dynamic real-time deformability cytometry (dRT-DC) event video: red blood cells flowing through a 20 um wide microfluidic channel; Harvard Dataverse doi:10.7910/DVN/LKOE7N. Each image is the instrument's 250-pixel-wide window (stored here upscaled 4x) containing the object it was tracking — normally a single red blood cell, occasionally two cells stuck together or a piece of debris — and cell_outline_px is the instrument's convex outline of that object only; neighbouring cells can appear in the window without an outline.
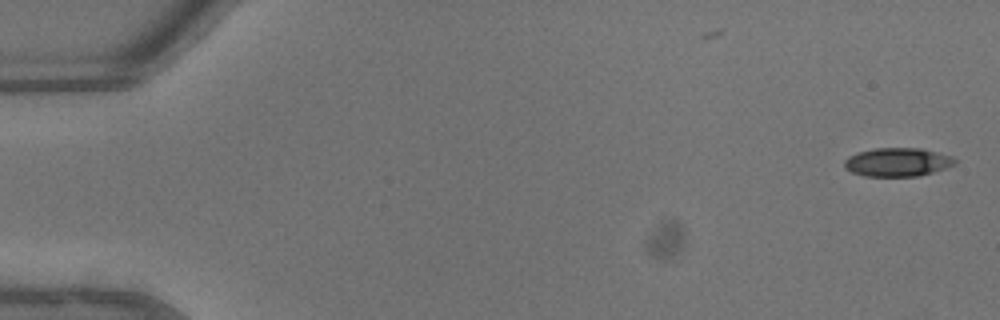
{"species": "common noctule bat (a hibernating species)", "species_latin": "Nyctalus noctula", "temperature_condition": "warm", "stored_images_in_passage": 45, "camera_frame_rate_fps": 3000, "um_per_image_px": 0.085, "animal": {"sex": "male", "body_mass_g": 13.3}, "frame": {"image": 1, "passage_image": 1, "time_ms": 0.0, "image_size_px": [1000, 320], "cell_outline_px": [[956, 164], [920, 176], [864, 176], [852, 172], [844, 168], [844, 160], [848, 156], [860, 152], [876, 148], [920, 148], [952, 156], [956, 160]], "centroid_in_image_um": [76.27, 13.78], "position_along_channel_um": 8.7, "area_um2": 18.32}}
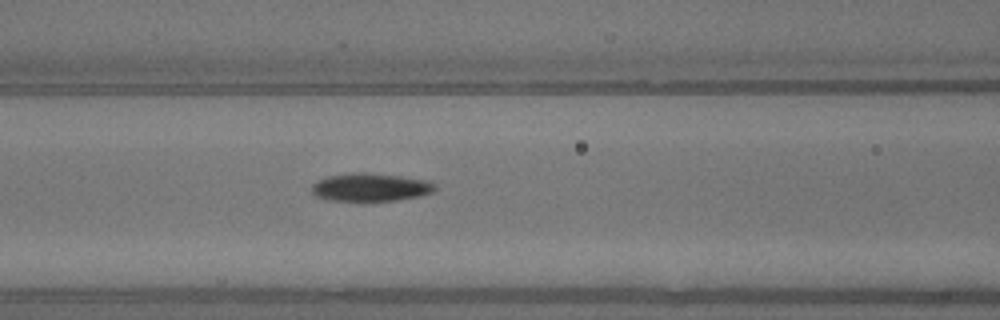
{"frame": {"image": 2, "passage_image": 19, "time_ms": 6.0, "image_size_px": [1000, 320], "cell_outline_px": [[436, 188], [432, 192], [420, 196], [396, 200], [364, 204], [328, 200], [316, 196], [312, 192], [312, 184], [316, 180], [328, 176], [348, 172], [368, 172], [400, 176], [424, 180], [436, 184]], "centroid_in_image_um": [31.43, 15.95], "position_along_channel_um": 135.2, "area_um2": 21.1}}
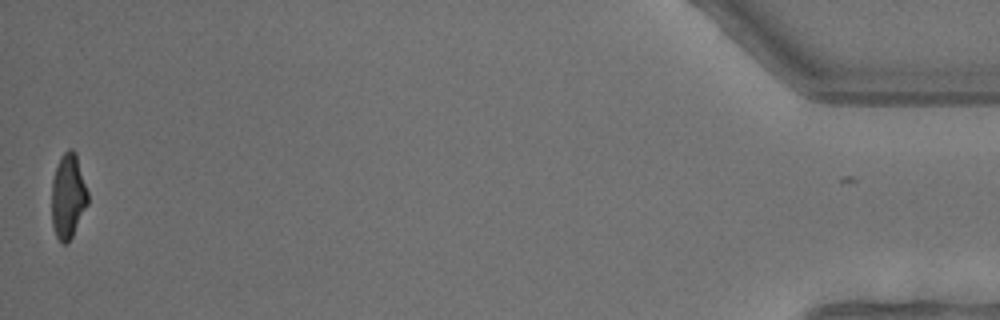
{"frame": {"image": 3, "passage_image": 44, "time_ms": 14.333, "image_size_px": [1000, 320], "cell_outline_px": [[88, 204], [68, 244], [64, 244], [56, 236], [52, 224], [52, 180], [60, 156], [68, 148], [72, 148], [76, 152], [88, 192]], "centroid_in_image_um": [5.79, 16.65], "position_along_channel_um": 429.4, "area_um2": 17.92}, "authors_computed_cell_mechanics": {"area_um2": 19.4208, "velocity_mm_per_s": 4.6886, "shape_relaxation_time_tau1_ms": 2.9703, "shape_relaxation_time_tau2_ms": 4.1968, "deformation_change_tau1": 0.1383, "deformation_change_tau2": 0.1106}}